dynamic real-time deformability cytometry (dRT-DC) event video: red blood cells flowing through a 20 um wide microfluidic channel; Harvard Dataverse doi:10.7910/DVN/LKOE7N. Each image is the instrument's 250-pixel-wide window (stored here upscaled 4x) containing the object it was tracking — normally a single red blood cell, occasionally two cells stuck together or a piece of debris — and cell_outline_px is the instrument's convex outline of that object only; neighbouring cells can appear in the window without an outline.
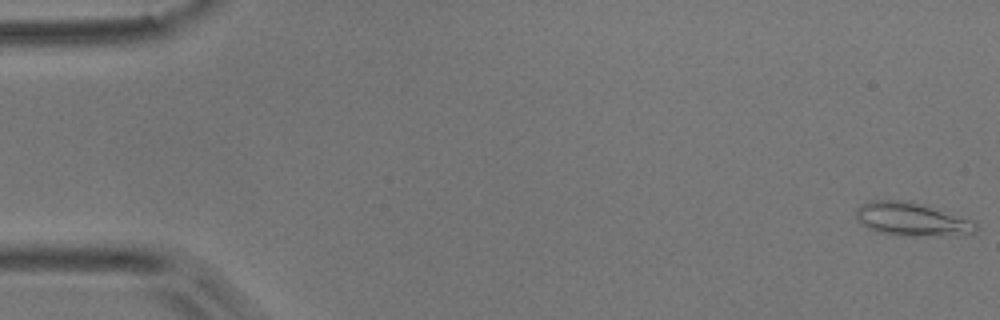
{"species": "common noctule bat (a hibernating species)", "species_latin": "Nyctalus noctula", "temperature_condition": "room temperature", "stored_images_in_passage": 50, "camera_frame_rate_fps": 3000, "um_per_image_px": 0.085, "animal": {"sex": "male", "body_mass_g": 17.9}, "frame": {"image": 1, "passage_image": 1, "time_ms": 0.0, "image_size_px": [1000, 320], "cell_outline_px": [[976, 228], [972, 232], [916, 236], [900, 236], [880, 232], [868, 228], [856, 216], [856, 208], [872, 200], [908, 200], [976, 220]], "centroid_in_image_um": [77.48, 18.61], "position_along_channel_um": 7.5, "area_um2": 22.83}}
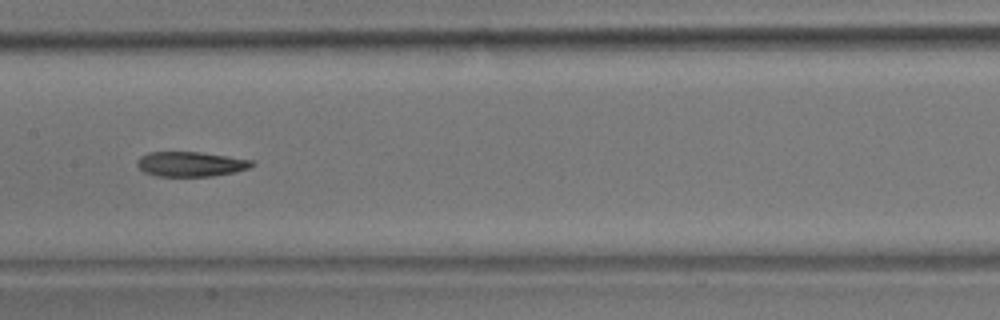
{"frame": {"image": 2, "passage_image": 27, "time_ms": 8.667, "image_size_px": [1000, 320], "cell_outline_px": [[256, 164], [248, 168], [232, 172], [212, 176], [156, 176], [144, 172], [136, 164], [136, 160], [140, 156], [148, 152], [200, 152], [252, 160]], "centroid_in_image_um": [16.17, 13.94], "position_along_channel_um": 191.2, "area_um2": 16.53}}
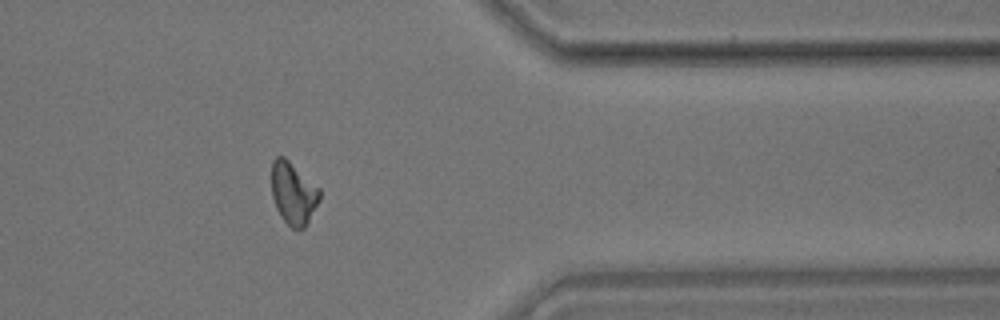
{"frame": {"image": 3, "passage_image": 44, "time_ms": 14.333, "image_size_px": [1000, 320], "cell_outline_px": [[320, 200], [304, 228], [292, 228], [280, 216], [276, 208], [272, 196], [272, 160], [276, 156], [284, 156], [320, 188]], "centroid_in_image_um": [24.93, 16.41], "position_along_channel_um": 386.5, "area_um2": 17.4}}